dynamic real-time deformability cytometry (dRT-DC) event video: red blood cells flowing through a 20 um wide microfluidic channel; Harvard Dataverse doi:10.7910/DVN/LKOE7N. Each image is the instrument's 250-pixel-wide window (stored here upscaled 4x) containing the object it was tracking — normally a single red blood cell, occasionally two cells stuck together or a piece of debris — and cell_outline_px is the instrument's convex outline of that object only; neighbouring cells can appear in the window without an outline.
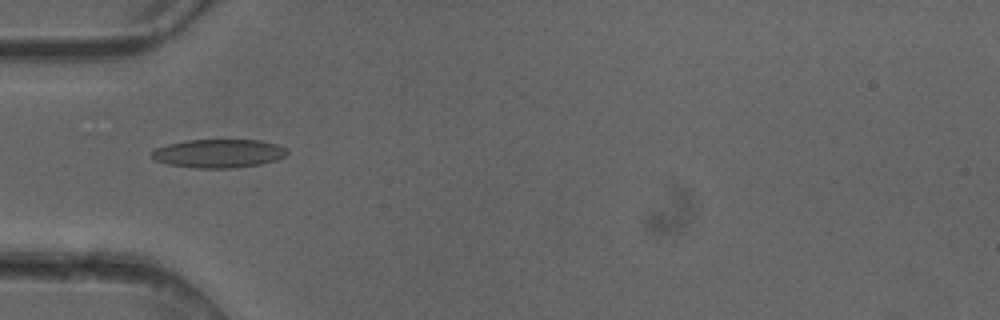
{"species": "common noctule bat (a hibernating species)", "species_latin": "Nyctalus noctula", "temperature_condition": "cold", "stored_images_in_passage": 5, "camera_frame_rate_fps": 3000, "um_per_image_px": 0.085, "animal": {"sex": "female"}, "frame": {"image": 1, "passage_image": 5, "time_ms": 1.333, "image_size_px": [1000, 320], "cell_outline_px": [[288, 152], [284, 156], [276, 160], [260, 164], [236, 168], [196, 168], [168, 164], [156, 160], [152, 156], [152, 152], [156, 148], [168, 144], [188, 140], [260, 140], [276, 144], [284, 148]], "centroid_in_image_um": [18.59, 13.04], "position_along_channel_um": 66.4, "area_um2": 22.31}}